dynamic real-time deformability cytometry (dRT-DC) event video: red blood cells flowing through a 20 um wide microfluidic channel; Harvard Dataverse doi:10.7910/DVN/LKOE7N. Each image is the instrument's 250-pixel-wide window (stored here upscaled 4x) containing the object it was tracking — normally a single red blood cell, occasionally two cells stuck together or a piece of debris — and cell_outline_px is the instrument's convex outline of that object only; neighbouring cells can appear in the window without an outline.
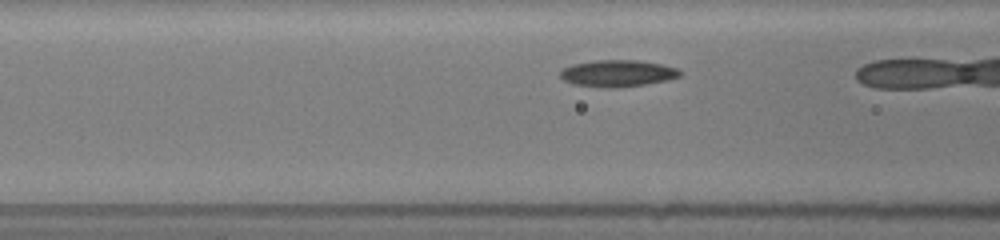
{"species": "common noctule bat (a hibernating species)", "species_latin": "Nyctalus noctula", "temperature_condition": "room temperature", "stored_images_in_passage": 5, "camera_frame_rate_fps": 3000, "um_per_image_px": 0.085, "animal": {"sex": "female", "body_mass_g": 19.5, "forearm_length_mm": 54.1}, "frame": {"image": 1, "passage_image": 4, "time_ms": 1.0, "image_size_px": [1000, 240], "cell_outline_px": [[680, 76], [668, 80], [644, 84], [612, 88], [608, 88], [572, 84], [564, 80], [560, 76], [560, 72], [564, 68], [572, 64], [596, 60], [636, 60], [660, 64], [676, 68], [680, 72]], "centroid_in_image_um": [52.46, 6.23], "position_along_channel_um": 114.1, "area_um2": 18.44}}